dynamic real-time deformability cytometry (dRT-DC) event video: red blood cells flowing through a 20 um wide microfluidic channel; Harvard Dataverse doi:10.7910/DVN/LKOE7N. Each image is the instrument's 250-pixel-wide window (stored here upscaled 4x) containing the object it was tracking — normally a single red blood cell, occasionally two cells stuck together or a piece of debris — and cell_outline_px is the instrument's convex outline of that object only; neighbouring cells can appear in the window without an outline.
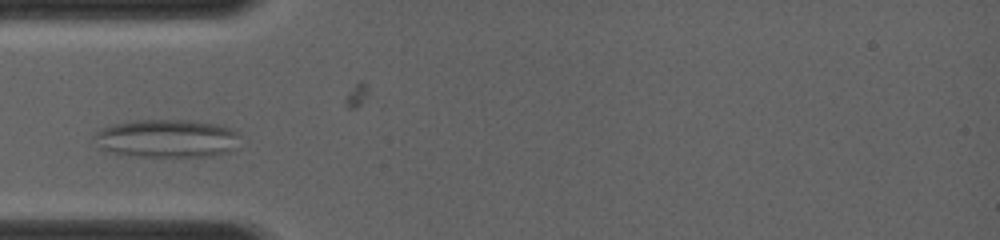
{"species": "common noctule bat (a hibernating species)", "species_latin": "Nyctalus noctula", "temperature_condition": "room temperature", "stored_images_in_passage": 11, "camera_frame_rate_fps": 4000, "um_per_image_px": 0.085, "animal": {"sex": "female", "body_mass_g": 19.0, "forearm_length_mm": 56.7}, "frame": {"image": 1, "passage_image": 4, "time_ms": 1.5, "image_size_px": [1000, 240], "cell_outline_px": [[232, 132], [224, 152], [212, 156], [140, 156], [116, 152], [108, 148], [100, 132], [104, 128], [116, 124], [140, 120], [188, 120], [212, 124], [228, 128]], "centroid_in_image_um": [14.18, 11.75], "position_along_channel_um": 70.8, "area_um2": 29.25}}
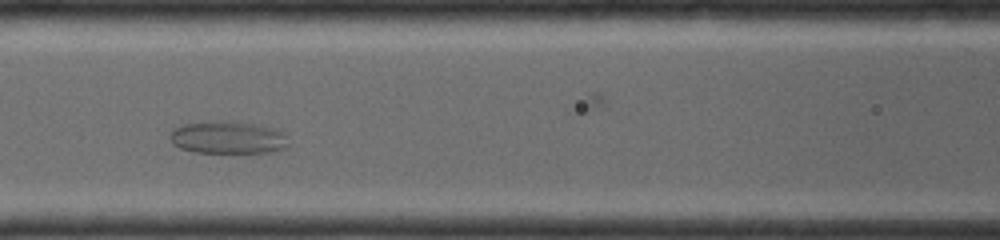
{"frame": {"image": 2, "passage_image": 8, "time_ms": 3.25, "image_size_px": [1000, 240], "cell_outline_px": [[284, 136], [280, 148], [264, 152], [196, 152], [180, 148], [172, 144], [172, 132], [176, 128], [188, 124], [232, 120], [236, 120], [256, 124]], "centroid_in_image_um": [19.22, 11.68], "position_along_channel_um": 147.4, "area_um2": 21.04}}
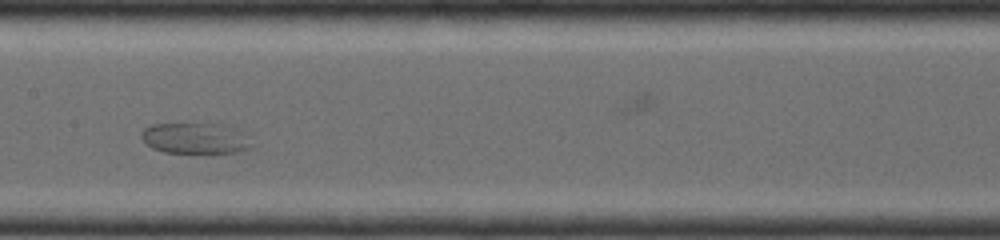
{"frame": {"image": 3, "passage_image": 10, "time_ms": 4.25, "image_size_px": [1000, 240], "cell_outline_px": [[244, 148], [232, 152], [164, 152], [152, 148], [144, 140], [144, 128], [152, 124], [216, 124]], "centroid_in_image_um": [16.12, 11.77], "position_along_channel_um": 191.3, "area_um2": 16.88}}